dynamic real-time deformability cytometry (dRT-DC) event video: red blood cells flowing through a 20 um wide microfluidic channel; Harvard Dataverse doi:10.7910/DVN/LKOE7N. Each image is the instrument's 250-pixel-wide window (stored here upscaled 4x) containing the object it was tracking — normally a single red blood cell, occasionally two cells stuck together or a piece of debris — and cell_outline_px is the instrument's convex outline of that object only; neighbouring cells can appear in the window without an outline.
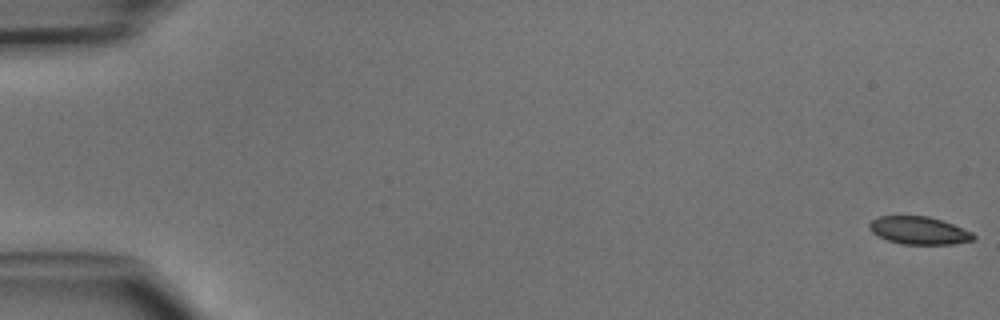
{"species": "common noctule bat (a hibernating species)", "species_latin": "Nyctalus noctula", "temperature_condition": "cold", "stored_images_in_passage": 48, "camera_frame_rate_fps": 3000, "um_per_image_px": 0.085, "animal": {"sex": "male", "body_mass_g": 15.6}, "frame": {"image": 1, "passage_image": 1, "time_ms": 0.0, "image_size_px": [1000, 320], "cell_outline_px": [[976, 236], [972, 240], [952, 244], [904, 244], [888, 240], [872, 232], [868, 228], [868, 224], [872, 220], [880, 216], [928, 216], [952, 224], [972, 232]], "centroid_in_image_um": [78.1, 19.59], "position_along_channel_um": 6.9, "area_um2": 16.59}}
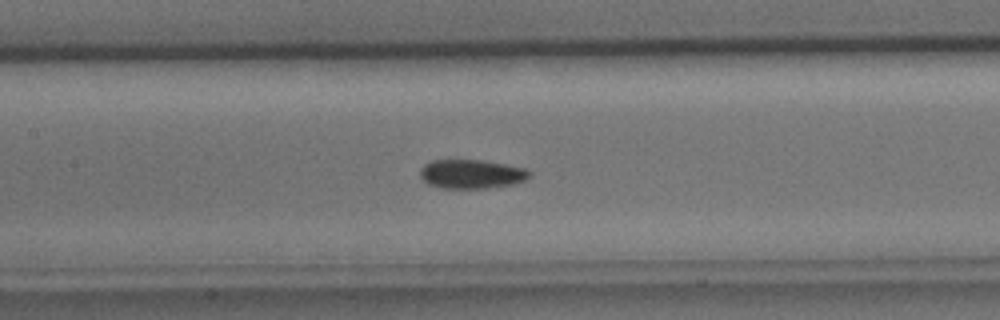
{"frame": {"image": 2, "passage_image": 23, "time_ms": 7.333, "image_size_px": [1000, 320], "cell_outline_px": [[532, 172], [524, 180], [512, 184], [484, 188], [440, 188], [428, 184], [420, 176], [420, 168], [424, 164], [432, 160], [480, 160], [504, 164], [524, 168]], "centroid_in_image_um": [40.03, 14.79], "position_along_channel_um": 167.4, "area_um2": 18.32}}
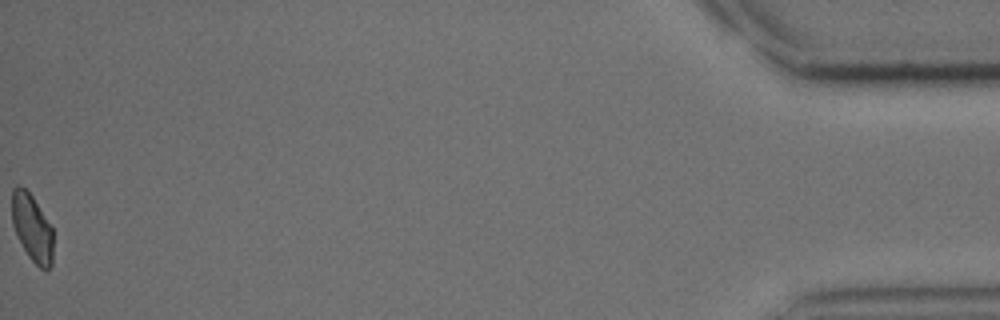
{"frame": {"image": 3, "passage_image": 48, "time_ms": 15.667, "image_size_px": [1000, 320], "cell_outline_px": [[52, 264], [44, 272], [28, 256], [12, 224], [12, 188], [20, 184], [32, 196], [52, 228]], "centroid_in_image_um": [2.72, 19.36], "position_along_channel_um": 432.5, "area_um2": 15.9}}